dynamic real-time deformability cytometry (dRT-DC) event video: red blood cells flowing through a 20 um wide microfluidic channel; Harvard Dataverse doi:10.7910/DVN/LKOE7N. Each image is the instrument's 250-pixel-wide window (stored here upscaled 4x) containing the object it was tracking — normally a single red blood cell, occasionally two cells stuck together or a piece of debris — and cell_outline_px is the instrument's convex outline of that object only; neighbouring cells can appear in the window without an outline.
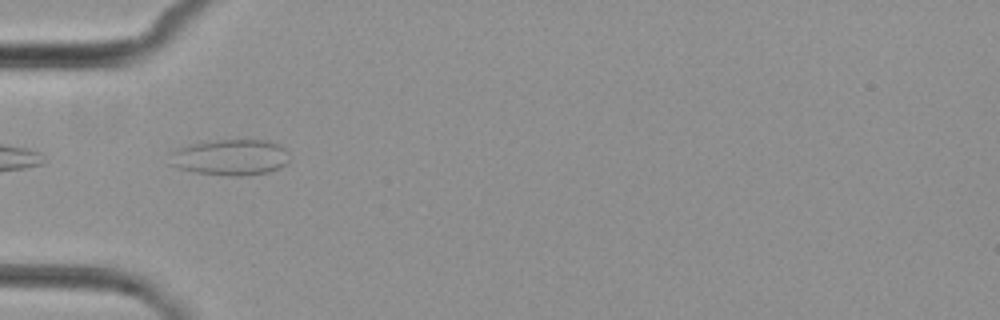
{"species": "common noctule bat (a hibernating species)", "species_latin": "Nyctalus noctula", "temperature_condition": "cold", "stored_images_in_passage": 7, "camera_frame_rate_fps": 3000, "um_per_image_px": 0.085, "animal": {"sex": "female", "body_mass_g": 29.2, "forearm_length_mm": 56.3}, "frame": {"image": 1, "passage_image": 5, "time_ms": 4.667, "image_size_px": [1000, 320], "cell_outline_px": [[288, 160], [280, 168], [268, 172], [240, 176], [232, 176], [196, 172], [176, 168], [168, 164], [168, 152], [192, 144], [220, 140], [268, 140], [284, 148], [288, 152]], "centroid_in_image_um": [19.53, 13.38], "position_along_channel_um": 65.5, "area_um2": 25.09}}
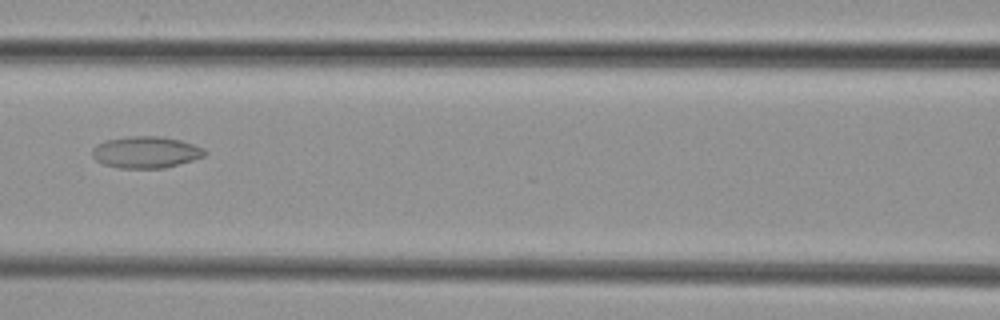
{"frame": {"image": 2, "passage_image": 7, "time_ms": 7.0, "image_size_px": [1000, 320], "cell_outline_px": [[208, 152], [204, 156], [192, 160], [164, 168], [116, 168], [104, 164], [96, 160], [92, 156], [92, 148], [96, 144], [104, 140], [128, 136], [160, 136], [180, 140], [204, 148]], "centroid_in_image_um": [12.37, 12.93], "position_along_channel_um": 154.2, "area_um2": 20.87}}